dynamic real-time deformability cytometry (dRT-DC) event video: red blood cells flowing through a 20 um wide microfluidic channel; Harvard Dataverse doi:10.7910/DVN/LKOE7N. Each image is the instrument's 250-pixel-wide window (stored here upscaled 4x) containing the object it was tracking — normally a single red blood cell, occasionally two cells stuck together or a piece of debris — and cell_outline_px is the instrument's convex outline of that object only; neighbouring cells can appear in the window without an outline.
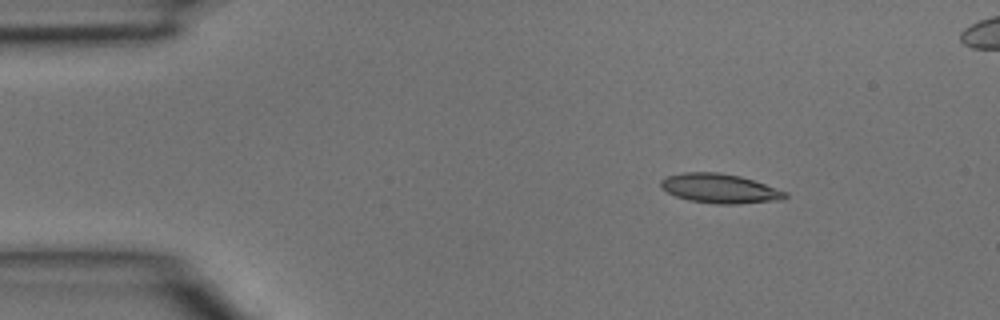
{"species": "common noctule bat (a hibernating species)", "species_latin": "Nyctalus noctula", "temperature_condition": "room temperature", "stored_images_in_passage": 3, "camera_frame_rate_fps": 3000, "um_per_image_px": 0.085, "animal": {"sex": "male", "body_mass_g": 15.6}, "frame": {"image": 1, "passage_image": 1, "time_ms": 0.0, "image_size_px": [1000, 320], "cell_outline_px": [[788, 196], [784, 200], [736, 204], [716, 204], [688, 200], [676, 196], [660, 188], [660, 180], [664, 176], [684, 172], [720, 172], [740, 176], [788, 192]], "centroid_in_image_um": [61.17, 16.02], "position_along_channel_um": 23.8, "area_um2": 21.5}}